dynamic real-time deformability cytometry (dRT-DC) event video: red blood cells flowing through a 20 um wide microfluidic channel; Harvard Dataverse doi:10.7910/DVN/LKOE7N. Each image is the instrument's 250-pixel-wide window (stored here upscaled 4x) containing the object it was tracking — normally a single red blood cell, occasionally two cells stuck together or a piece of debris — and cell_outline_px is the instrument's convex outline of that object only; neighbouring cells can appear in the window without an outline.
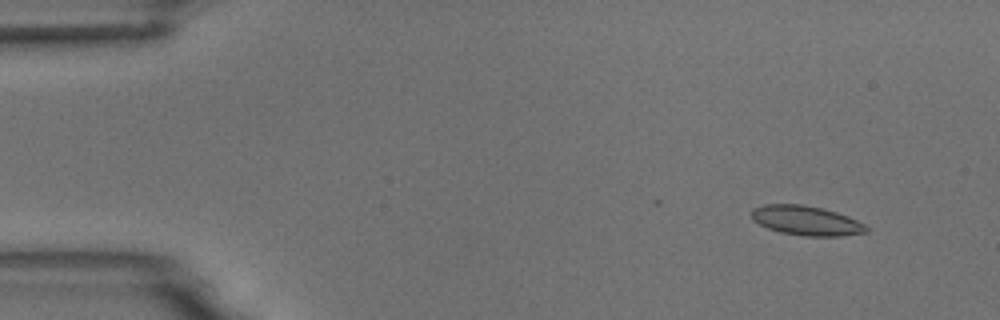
{"species": "common noctule bat (a hibernating species)", "species_latin": "Nyctalus noctula", "temperature_condition": "room temperature", "stored_images_in_passage": 5, "camera_frame_rate_fps": 3000, "um_per_image_px": 0.085, "animal": {"sex": "male", "body_mass_g": 18.8}, "frame": {"image": 1, "passage_image": 2, "time_ms": 1.0, "image_size_px": [1000, 320], "cell_outline_px": [[868, 232], [840, 236], [804, 236], [780, 232], [768, 228], [752, 220], [752, 208], [764, 204], [804, 204], [824, 208], [848, 216], [864, 224], [868, 228]], "centroid_in_image_um": [68.52, 18.74], "position_along_channel_um": 16.5, "area_um2": 19.83}}
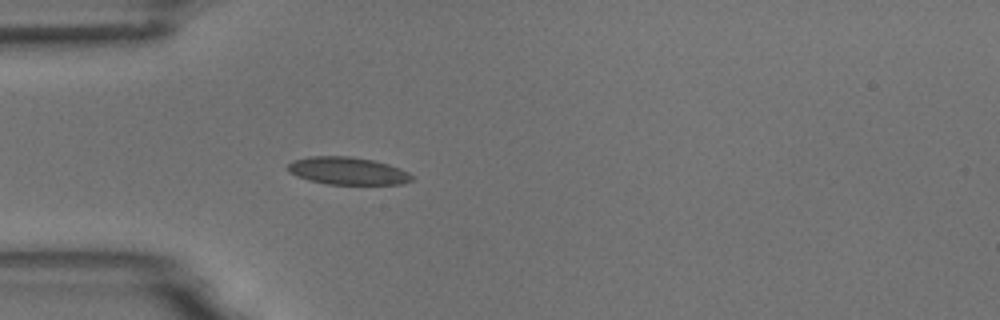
{"frame": {"image": 2, "passage_image": 5, "time_ms": 4.667, "image_size_px": [1000, 320], "cell_outline_px": [[416, 176], [412, 180], [400, 184], [328, 184], [308, 180], [296, 176], [288, 172], [288, 164], [292, 160], [308, 156], [352, 156], [372, 160], [388, 164], [400, 168]], "centroid_in_image_um": [29.54, 14.52], "position_along_channel_um": 55.5, "area_um2": 20.06}}